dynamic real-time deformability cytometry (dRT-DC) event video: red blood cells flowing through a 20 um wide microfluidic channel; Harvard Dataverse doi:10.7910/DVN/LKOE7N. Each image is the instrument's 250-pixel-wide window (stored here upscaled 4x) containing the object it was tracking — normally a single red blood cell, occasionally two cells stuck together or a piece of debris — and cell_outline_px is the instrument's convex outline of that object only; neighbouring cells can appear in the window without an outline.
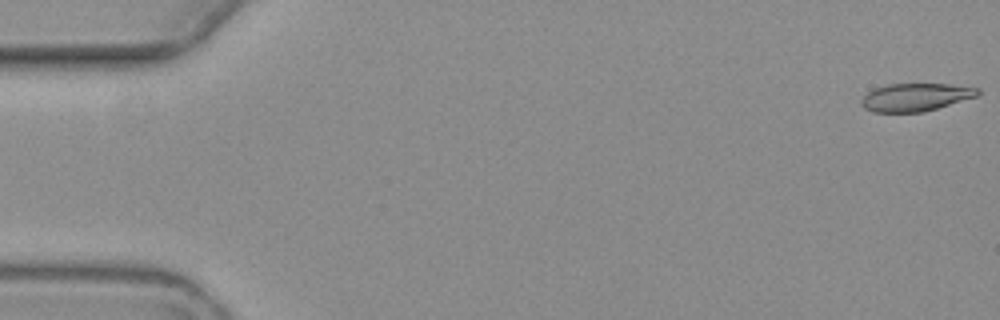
{"species": "common noctule bat (a hibernating species)", "species_latin": "Nyctalus noctula", "temperature_condition": "warm", "stored_images_in_passage": 4, "camera_frame_rate_fps": 3000, "um_per_image_px": 0.085, "animal": {"sex": "female", "body_mass_g": 19.3, "forearm_length_mm": 54.1}, "frame": {"image": 1, "passage_image": 1, "time_ms": 0.0, "image_size_px": [1000, 320], "cell_outline_px": [[980, 92], [976, 96], [924, 112], [872, 112], [864, 108], [860, 104], [860, 100], [872, 88], [884, 84], [948, 84], [980, 88]], "centroid_in_image_um": [77.76, 8.26], "position_along_channel_um": 7.2, "area_um2": 18.96}}